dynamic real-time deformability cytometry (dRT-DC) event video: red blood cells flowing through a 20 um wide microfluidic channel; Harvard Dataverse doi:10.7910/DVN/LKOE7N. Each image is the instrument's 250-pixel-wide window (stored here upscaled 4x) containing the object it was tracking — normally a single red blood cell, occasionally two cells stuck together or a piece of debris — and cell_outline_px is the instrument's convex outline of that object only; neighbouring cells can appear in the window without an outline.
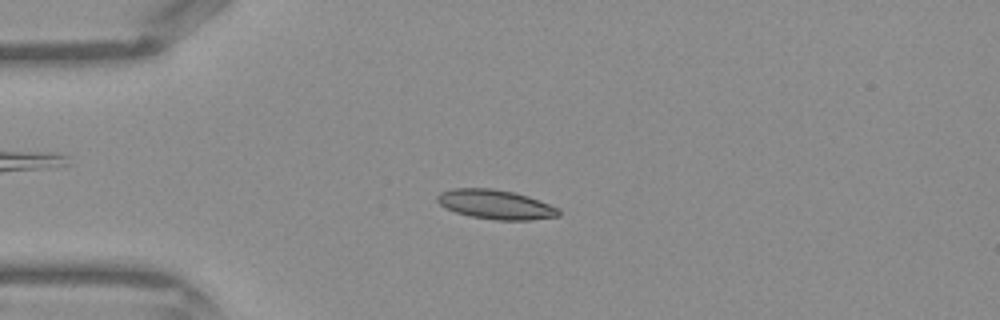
{"species": "Egyptian fruit bat (a non-hibernating species)", "species_latin": "Rousettus aegyptiacus", "temperature_condition": "warm", "stored_images_in_passage": 31, "camera_frame_rate_fps": 3000, "um_per_image_px": 0.085, "frame": {"image": 1, "passage_image": 8, "time_ms": 2.333, "image_size_px": [1000, 320], "cell_outline_px": [[560, 216], [528, 220], [496, 220], [472, 216], [456, 212], [440, 204], [436, 200], [436, 196], [440, 192], [452, 188], [492, 188], [516, 192], [528, 196], [560, 208]], "centroid_in_image_um": [42.15, 17.37], "position_along_channel_um": 42.9, "area_um2": 20.81}}
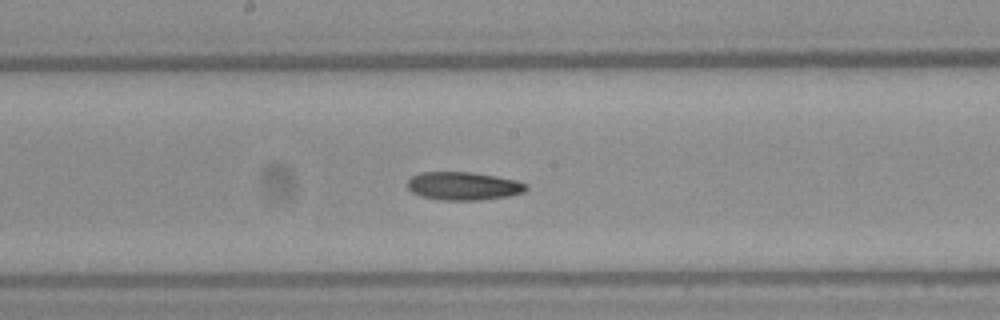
{"frame": {"image": 2, "passage_image": 20, "time_ms": 6.333, "image_size_px": [1000, 320], "cell_outline_px": [[528, 188], [524, 192], [508, 196], [480, 200], [440, 200], [420, 196], [412, 192], [408, 188], [408, 180], [412, 176], [420, 172], [468, 172], [496, 176], [516, 180], [528, 184]], "centroid_in_image_um": [39.39, 15.81], "position_along_channel_um": 208.8, "area_um2": 19.54}}
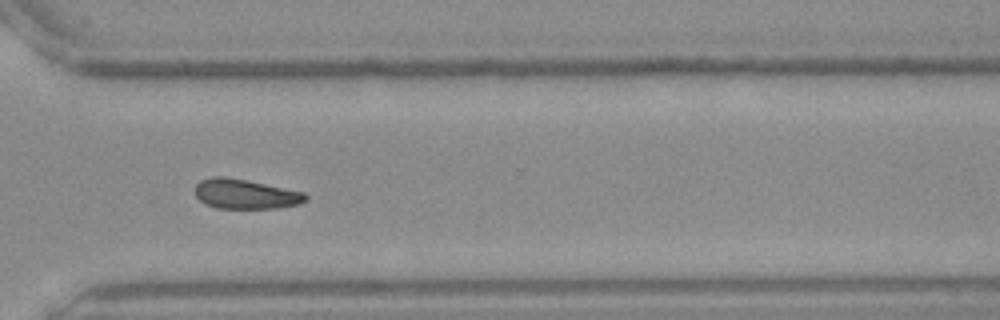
{"frame": {"image": 3, "passage_image": 29, "time_ms": 9.333, "image_size_px": [1000, 320], "cell_outline_px": [[308, 200], [300, 204], [276, 208], [216, 208], [204, 204], [196, 196], [196, 184], [200, 180], [212, 176], [224, 176], [248, 180], [304, 192], [308, 196]], "centroid_in_image_um": [20.86, 16.49], "position_along_channel_um": 349.7, "area_um2": 19.31}}